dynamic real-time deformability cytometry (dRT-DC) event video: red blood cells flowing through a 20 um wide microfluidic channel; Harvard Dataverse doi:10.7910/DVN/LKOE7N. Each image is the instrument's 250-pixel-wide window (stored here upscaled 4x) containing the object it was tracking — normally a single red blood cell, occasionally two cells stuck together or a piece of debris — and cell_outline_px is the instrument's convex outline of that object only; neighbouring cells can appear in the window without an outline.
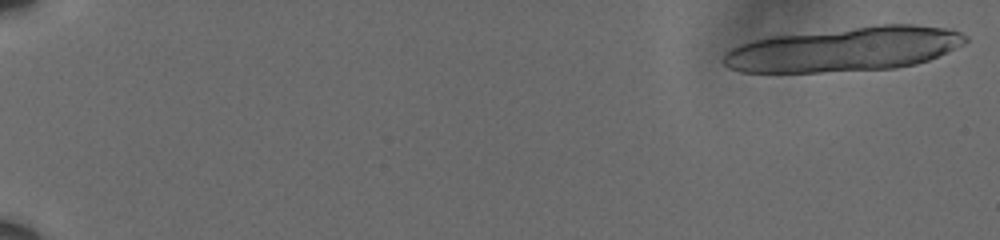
{"species": "human", "species_latin": "Homo sapiens", "temperature_condition": "cold", "stored_images_in_passage": 1, "camera_frame_rate_fps": 3000, "um_per_image_px": 0.085, "donor": {"sex": "male"}, "frame": {"image": 1, "passage_image": 1, "time_ms": 0.0, "image_size_px": [1000, 240], "cell_outline_px": [[968, 40], [964, 44], [928, 60], [916, 64], [896, 68], [820, 72], [740, 72], [728, 68], [720, 60], [724, 52], [740, 44], [772, 36], [880, 24], [912, 24], [948, 28], [960, 32], [968, 36]], "centroid_in_image_um": [71.77, 4.18], "position_along_channel_um": 13.2, "area_um2": 62.77}}